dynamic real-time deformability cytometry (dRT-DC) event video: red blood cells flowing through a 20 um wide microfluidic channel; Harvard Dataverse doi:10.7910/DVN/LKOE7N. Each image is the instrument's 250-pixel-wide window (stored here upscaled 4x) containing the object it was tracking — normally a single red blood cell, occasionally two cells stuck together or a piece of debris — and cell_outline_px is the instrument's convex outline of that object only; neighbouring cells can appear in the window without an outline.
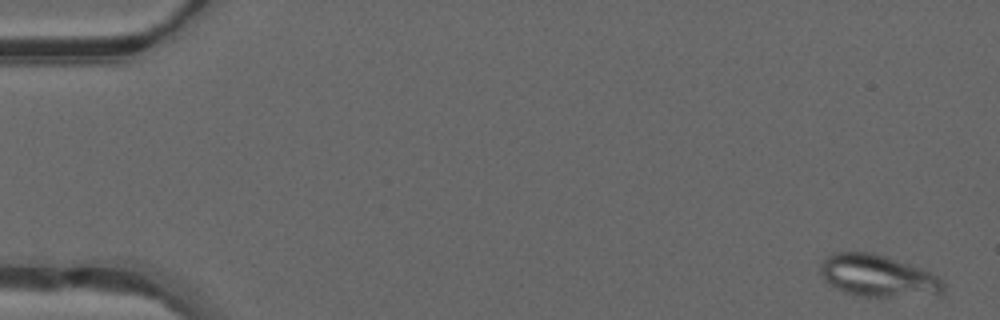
{"species": "common noctule bat (a hibernating species)", "species_latin": "Nyctalus noctula", "temperature_condition": "warm", "stored_images_in_passage": 49, "camera_frame_rate_fps": 3000, "um_per_image_px": 0.085, "animal": {"sex": "male", "forearm_length_mm": 52.5}, "frame": {"image": 1, "passage_image": 2, "time_ms": 0.333, "image_size_px": [1000, 320], "cell_outline_px": [[944, 292], [940, 296], [864, 296], [848, 292], [836, 288], [828, 284], [824, 280], [820, 272], [820, 264], [828, 256], [836, 252], [872, 252], [920, 268], [936, 276], [944, 284]], "centroid_in_image_um": [74.63, 23.46], "position_along_channel_um": 10.4, "area_um2": 29.77}}
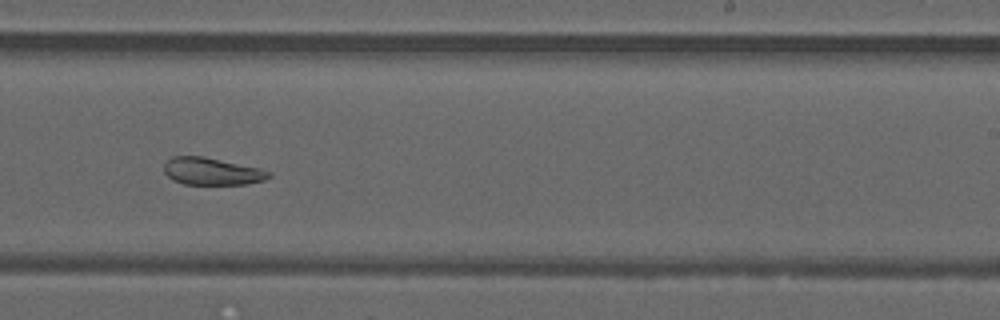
{"frame": {"image": 2, "passage_image": 31, "time_ms": 10.0, "image_size_px": [1000, 320], "cell_outline_px": [[272, 176], [264, 180], [248, 184], [184, 184], [172, 180], [164, 172], [164, 164], [172, 156], [204, 156], [260, 168], [272, 172]], "centroid_in_image_um": [18.03, 14.56], "position_along_channel_um": 271.0, "area_um2": 16.76}}
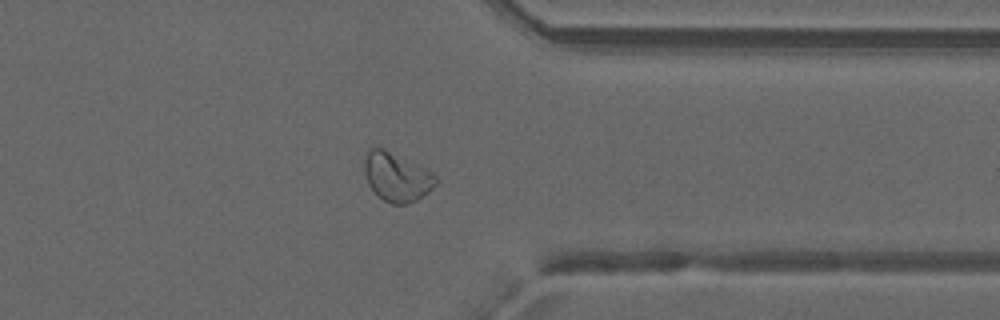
{"frame": {"image": 3, "passage_image": 39, "time_ms": 12.667, "image_size_px": [1000, 320], "cell_outline_px": [[436, 184], [424, 196], [416, 200], [404, 204], [392, 204], [376, 196], [368, 184], [364, 172], [364, 156], [368, 148], [380, 148], [416, 164], [432, 172], [436, 176]], "centroid_in_image_um": [33.68, 15.07], "position_along_channel_um": 377.7, "area_um2": 20.11}, "authors_computed_cell_mechanics": {"area_um2": 23.5824, "velocity_mm_per_s": 4.193, "shape_relaxation_time_tau1_ms": null, "shape_relaxation_time_tau2_ms": 1.6139, "deformation_change_tau1": null, "deformation_change_tau2": 0.0776}}